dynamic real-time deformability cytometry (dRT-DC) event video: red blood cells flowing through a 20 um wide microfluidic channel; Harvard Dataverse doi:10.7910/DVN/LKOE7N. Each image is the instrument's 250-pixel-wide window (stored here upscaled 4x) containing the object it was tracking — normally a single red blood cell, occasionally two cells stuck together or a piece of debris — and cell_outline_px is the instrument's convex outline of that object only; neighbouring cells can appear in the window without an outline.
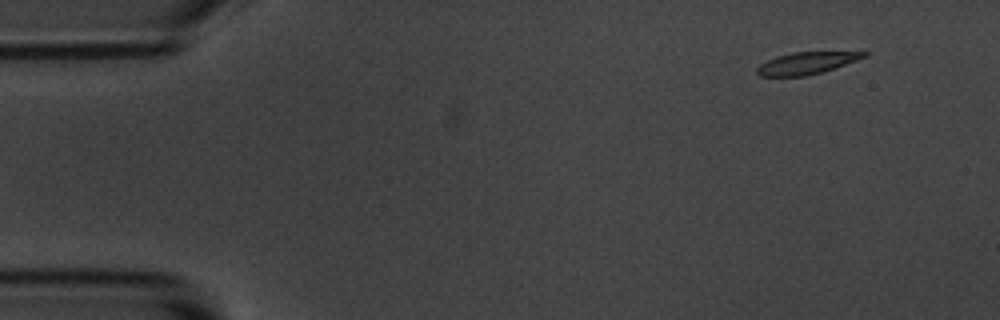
{"species": "common noctule bat (a hibernating species)", "species_latin": "Nyctalus noctula", "temperature_condition": "room temperature", "stored_images_in_passage": 5, "segment_of_instrument_passage": [1, 2], "camera_frame_rate_fps": 3000, "um_per_image_px": 0.085, "animal": {"sex": "male", "body_mass_g": 20.1, "forearm_length_mm": 53.5}, "frame": {"image": 1, "passage_image": 1, "time_ms": 0.0, "image_size_px": [1000, 320], "cell_outline_px": [[868, 56], [820, 72], [804, 76], [760, 76], [756, 72], [756, 68], [760, 64], [776, 56], [792, 52], [868, 52]], "centroid_in_image_um": [68.5, 5.36], "position_along_channel_um": 16.5, "area_um2": 13.41}}
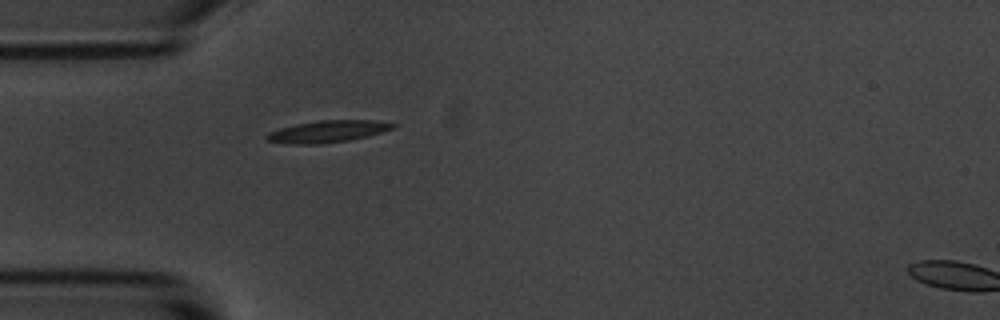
{"frame": {"image": 2, "passage_image": 4, "time_ms": 3.667, "image_size_px": [1000, 320], "cell_outline_px": [[396, 124], [392, 128], [368, 136], [348, 140], [320, 144], [296, 144], [268, 140], [264, 136], [268, 132], [280, 128], [296, 124], [320, 120], [376, 120]], "centroid_in_image_um": [27.84, 11.16], "position_along_channel_um": 57.2, "area_um2": 15.84}}